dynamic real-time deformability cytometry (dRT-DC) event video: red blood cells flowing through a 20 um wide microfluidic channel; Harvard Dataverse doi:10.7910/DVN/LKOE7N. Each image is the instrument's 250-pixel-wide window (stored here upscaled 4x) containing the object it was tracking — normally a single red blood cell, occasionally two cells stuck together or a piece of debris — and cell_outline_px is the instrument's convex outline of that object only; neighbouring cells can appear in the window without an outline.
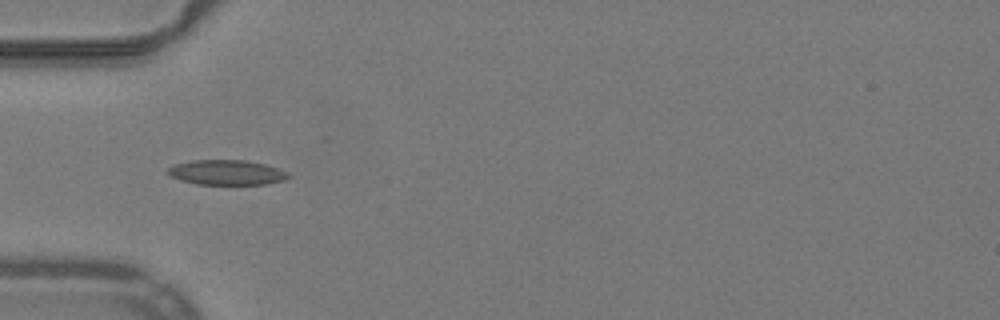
{"species": "common noctule bat (a hibernating species)", "species_latin": "Nyctalus noctula", "temperature_condition": "warm", "stored_images_in_passage": 38, "camera_frame_rate_fps": 3000, "um_per_image_px": 0.085, "animal": {"sex": "male", "body_mass_g": 19.2, "forearm_length_mm": 51.8}, "frame": {"image": 1, "passage_image": 3, "time_ms": 0.667, "image_size_px": [1000, 320], "cell_outline_px": [[292, 176], [284, 180], [268, 184], [196, 184], [180, 180], [172, 176], [168, 172], [168, 168], [172, 164], [192, 160], [248, 160], [264, 164], [288, 172]], "centroid_in_image_um": [19.27, 14.65], "position_along_channel_um": 65.7, "area_um2": 17.57}}
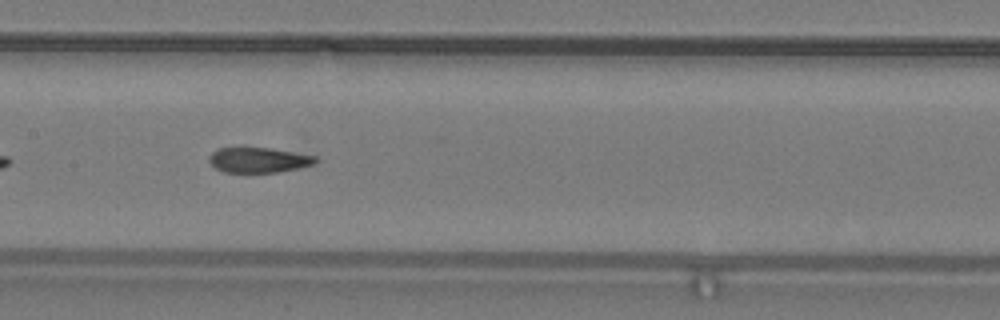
{"frame": {"image": 2, "passage_image": 12, "time_ms": 3.667, "image_size_px": [1000, 320], "cell_outline_px": [[316, 160], [312, 164], [296, 168], [276, 172], [224, 172], [216, 168], [208, 160], [208, 156], [216, 148], [272, 148], [316, 156]], "centroid_in_image_um": [21.92, 13.59], "position_along_channel_um": 185.5, "area_um2": 15.37}}
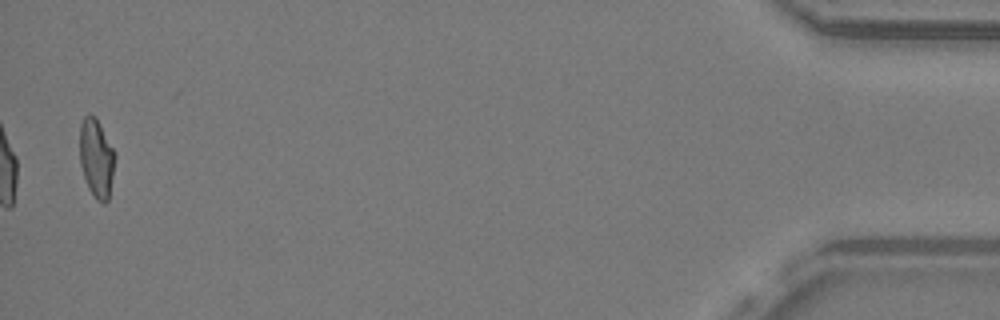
{"frame": {"image": 3, "passage_image": 37, "time_ms": 12.0, "image_size_px": [1000, 320], "cell_outline_px": [[116, 156], [108, 200], [104, 204], [96, 200], [88, 188], [80, 164], [80, 124], [84, 116], [88, 112], [96, 116]], "centroid_in_image_um": [8.18, 13.43], "position_along_channel_um": 427.0, "area_um2": 16.18}, "authors_computed_cell_mechanics": {"area_um2": 16.473, "velocity_mm_per_s": 3.9883, "shape_relaxation_time_tau1_ms": null, "shape_relaxation_time_tau2_ms": 1.5363, "deformation_change_tau1": null, "deformation_change_tau2": 0.0884}}